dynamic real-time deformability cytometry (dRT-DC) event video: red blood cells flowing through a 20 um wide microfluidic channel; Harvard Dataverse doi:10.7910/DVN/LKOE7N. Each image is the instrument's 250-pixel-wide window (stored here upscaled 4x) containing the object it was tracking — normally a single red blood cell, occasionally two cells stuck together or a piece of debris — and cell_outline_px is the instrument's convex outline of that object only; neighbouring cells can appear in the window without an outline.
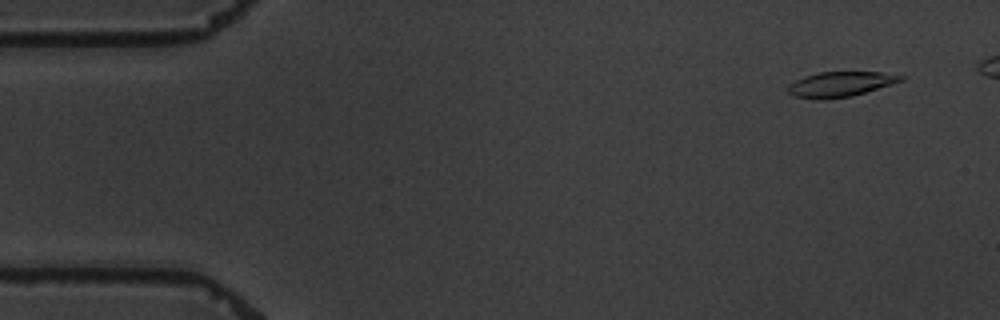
{"species": "common noctule bat (a hibernating species)", "species_latin": "Nyctalus noctula", "temperature_condition": "warm", "stored_images_in_passage": 6, "camera_frame_rate_fps": 3000, "um_per_image_px": 0.085, "animal": {"sex": "male", "body_mass_g": 19.5, "forearm_length_mm": 54.6}, "frame": {"image": 1, "passage_image": 1, "time_ms": 0.0, "image_size_px": [1000, 320], "cell_outline_px": [[904, 80], [892, 84], [852, 96], [824, 100], [820, 100], [792, 96], [788, 92], [788, 84], [804, 76], [820, 72], [880, 72], [904, 76]], "centroid_in_image_um": [71.39, 7.17], "position_along_channel_um": 13.6, "area_um2": 16.53}}